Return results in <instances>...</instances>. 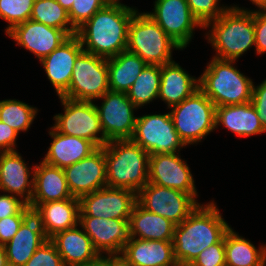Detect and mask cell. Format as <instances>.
Segmentation results:
<instances>
[{
    "mask_svg": "<svg viewBox=\"0 0 266 266\" xmlns=\"http://www.w3.org/2000/svg\"><path fill=\"white\" fill-rule=\"evenodd\" d=\"M153 12H146L182 50L194 37L195 28L203 29L186 0H155Z\"/></svg>",
    "mask_w": 266,
    "mask_h": 266,
    "instance_id": "obj_13",
    "label": "cell"
},
{
    "mask_svg": "<svg viewBox=\"0 0 266 266\" xmlns=\"http://www.w3.org/2000/svg\"><path fill=\"white\" fill-rule=\"evenodd\" d=\"M235 60L212 57L199 78V89L216 107L251 102V78L237 69Z\"/></svg>",
    "mask_w": 266,
    "mask_h": 266,
    "instance_id": "obj_5",
    "label": "cell"
},
{
    "mask_svg": "<svg viewBox=\"0 0 266 266\" xmlns=\"http://www.w3.org/2000/svg\"><path fill=\"white\" fill-rule=\"evenodd\" d=\"M72 196L62 168L43 161L34 165V189L29 207L32 212L42 203L58 201Z\"/></svg>",
    "mask_w": 266,
    "mask_h": 266,
    "instance_id": "obj_21",
    "label": "cell"
},
{
    "mask_svg": "<svg viewBox=\"0 0 266 266\" xmlns=\"http://www.w3.org/2000/svg\"><path fill=\"white\" fill-rule=\"evenodd\" d=\"M35 0H0V18L8 23L5 32L30 19Z\"/></svg>",
    "mask_w": 266,
    "mask_h": 266,
    "instance_id": "obj_35",
    "label": "cell"
},
{
    "mask_svg": "<svg viewBox=\"0 0 266 266\" xmlns=\"http://www.w3.org/2000/svg\"><path fill=\"white\" fill-rule=\"evenodd\" d=\"M108 4H122L120 0H105Z\"/></svg>",
    "mask_w": 266,
    "mask_h": 266,
    "instance_id": "obj_50",
    "label": "cell"
},
{
    "mask_svg": "<svg viewBox=\"0 0 266 266\" xmlns=\"http://www.w3.org/2000/svg\"><path fill=\"white\" fill-rule=\"evenodd\" d=\"M226 266H266V245L258 249L230 228L225 233Z\"/></svg>",
    "mask_w": 266,
    "mask_h": 266,
    "instance_id": "obj_31",
    "label": "cell"
},
{
    "mask_svg": "<svg viewBox=\"0 0 266 266\" xmlns=\"http://www.w3.org/2000/svg\"><path fill=\"white\" fill-rule=\"evenodd\" d=\"M30 214H16L0 220V246L6 245Z\"/></svg>",
    "mask_w": 266,
    "mask_h": 266,
    "instance_id": "obj_41",
    "label": "cell"
},
{
    "mask_svg": "<svg viewBox=\"0 0 266 266\" xmlns=\"http://www.w3.org/2000/svg\"><path fill=\"white\" fill-rule=\"evenodd\" d=\"M121 255L132 266H176L172 241L130 237Z\"/></svg>",
    "mask_w": 266,
    "mask_h": 266,
    "instance_id": "obj_25",
    "label": "cell"
},
{
    "mask_svg": "<svg viewBox=\"0 0 266 266\" xmlns=\"http://www.w3.org/2000/svg\"><path fill=\"white\" fill-rule=\"evenodd\" d=\"M18 133L0 121V152L16 151Z\"/></svg>",
    "mask_w": 266,
    "mask_h": 266,
    "instance_id": "obj_44",
    "label": "cell"
},
{
    "mask_svg": "<svg viewBox=\"0 0 266 266\" xmlns=\"http://www.w3.org/2000/svg\"><path fill=\"white\" fill-rule=\"evenodd\" d=\"M80 200L68 198L40 204L32 213L39 219L45 236L50 239L56 233L79 225Z\"/></svg>",
    "mask_w": 266,
    "mask_h": 266,
    "instance_id": "obj_23",
    "label": "cell"
},
{
    "mask_svg": "<svg viewBox=\"0 0 266 266\" xmlns=\"http://www.w3.org/2000/svg\"><path fill=\"white\" fill-rule=\"evenodd\" d=\"M47 240L39 219L31 213L22 222L13 238L4 245L9 266H24Z\"/></svg>",
    "mask_w": 266,
    "mask_h": 266,
    "instance_id": "obj_24",
    "label": "cell"
},
{
    "mask_svg": "<svg viewBox=\"0 0 266 266\" xmlns=\"http://www.w3.org/2000/svg\"><path fill=\"white\" fill-rule=\"evenodd\" d=\"M110 91L125 92L147 65L138 55L127 50L107 59Z\"/></svg>",
    "mask_w": 266,
    "mask_h": 266,
    "instance_id": "obj_30",
    "label": "cell"
},
{
    "mask_svg": "<svg viewBox=\"0 0 266 266\" xmlns=\"http://www.w3.org/2000/svg\"><path fill=\"white\" fill-rule=\"evenodd\" d=\"M208 43L216 51L214 58L238 61L250 48L255 47L254 10L229 6L216 20L208 22L203 29Z\"/></svg>",
    "mask_w": 266,
    "mask_h": 266,
    "instance_id": "obj_3",
    "label": "cell"
},
{
    "mask_svg": "<svg viewBox=\"0 0 266 266\" xmlns=\"http://www.w3.org/2000/svg\"><path fill=\"white\" fill-rule=\"evenodd\" d=\"M149 183L198 194L191 170L180 152L149 156Z\"/></svg>",
    "mask_w": 266,
    "mask_h": 266,
    "instance_id": "obj_15",
    "label": "cell"
},
{
    "mask_svg": "<svg viewBox=\"0 0 266 266\" xmlns=\"http://www.w3.org/2000/svg\"><path fill=\"white\" fill-rule=\"evenodd\" d=\"M253 5H255L258 10H262L266 6V0H250Z\"/></svg>",
    "mask_w": 266,
    "mask_h": 266,
    "instance_id": "obj_49",
    "label": "cell"
},
{
    "mask_svg": "<svg viewBox=\"0 0 266 266\" xmlns=\"http://www.w3.org/2000/svg\"><path fill=\"white\" fill-rule=\"evenodd\" d=\"M130 140L149 155L178 153L186 147L174 128L170 112L137 116Z\"/></svg>",
    "mask_w": 266,
    "mask_h": 266,
    "instance_id": "obj_10",
    "label": "cell"
},
{
    "mask_svg": "<svg viewBox=\"0 0 266 266\" xmlns=\"http://www.w3.org/2000/svg\"><path fill=\"white\" fill-rule=\"evenodd\" d=\"M6 36L18 46L24 47L41 61L58 48L69 35L62 29H56L31 19L14 26Z\"/></svg>",
    "mask_w": 266,
    "mask_h": 266,
    "instance_id": "obj_18",
    "label": "cell"
},
{
    "mask_svg": "<svg viewBox=\"0 0 266 266\" xmlns=\"http://www.w3.org/2000/svg\"><path fill=\"white\" fill-rule=\"evenodd\" d=\"M161 65L147 64L127 91L131 102L139 109L158 99Z\"/></svg>",
    "mask_w": 266,
    "mask_h": 266,
    "instance_id": "obj_32",
    "label": "cell"
},
{
    "mask_svg": "<svg viewBox=\"0 0 266 266\" xmlns=\"http://www.w3.org/2000/svg\"><path fill=\"white\" fill-rule=\"evenodd\" d=\"M262 11L266 13V6L262 9Z\"/></svg>",
    "mask_w": 266,
    "mask_h": 266,
    "instance_id": "obj_51",
    "label": "cell"
},
{
    "mask_svg": "<svg viewBox=\"0 0 266 266\" xmlns=\"http://www.w3.org/2000/svg\"><path fill=\"white\" fill-rule=\"evenodd\" d=\"M251 103L257 111L262 127L266 131V79L257 86L253 84Z\"/></svg>",
    "mask_w": 266,
    "mask_h": 266,
    "instance_id": "obj_43",
    "label": "cell"
},
{
    "mask_svg": "<svg viewBox=\"0 0 266 266\" xmlns=\"http://www.w3.org/2000/svg\"><path fill=\"white\" fill-rule=\"evenodd\" d=\"M106 4L105 0H74L68 11L72 26L77 30Z\"/></svg>",
    "mask_w": 266,
    "mask_h": 266,
    "instance_id": "obj_37",
    "label": "cell"
},
{
    "mask_svg": "<svg viewBox=\"0 0 266 266\" xmlns=\"http://www.w3.org/2000/svg\"><path fill=\"white\" fill-rule=\"evenodd\" d=\"M254 28L255 53L262 55L266 53V13L262 10L254 9Z\"/></svg>",
    "mask_w": 266,
    "mask_h": 266,
    "instance_id": "obj_42",
    "label": "cell"
},
{
    "mask_svg": "<svg viewBox=\"0 0 266 266\" xmlns=\"http://www.w3.org/2000/svg\"><path fill=\"white\" fill-rule=\"evenodd\" d=\"M79 200V216L129 219L137 203V194L128 189L105 186L83 195Z\"/></svg>",
    "mask_w": 266,
    "mask_h": 266,
    "instance_id": "obj_14",
    "label": "cell"
},
{
    "mask_svg": "<svg viewBox=\"0 0 266 266\" xmlns=\"http://www.w3.org/2000/svg\"><path fill=\"white\" fill-rule=\"evenodd\" d=\"M79 225L99 254L119 255L130 239L129 219L79 216Z\"/></svg>",
    "mask_w": 266,
    "mask_h": 266,
    "instance_id": "obj_16",
    "label": "cell"
},
{
    "mask_svg": "<svg viewBox=\"0 0 266 266\" xmlns=\"http://www.w3.org/2000/svg\"><path fill=\"white\" fill-rule=\"evenodd\" d=\"M193 16L204 27L208 22L216 20L229 7L220 4L221 0H186Z\"/></svg>",
    "mask_w": 266,
    "mask_h": 266,
    "instance_id": "obj_36",
    "label": "cell"
},
{
    "mask_svg": "<svg viewBox=\"0 0 266 266\" xmlns=\"http://www.w3.org/2000/svg\"><path fill=\"white\" fill-rule=\"evenodd\" d=\"M0 266H9L4 246H0Z\"/></svg>",
    "mask_w": 266,
    "mask_h": 266,
    "instance_id": "obj_47",
    "label": "cell"
},
{
    "mask_svg": "<svg viewBox=\"0 0 266 266\" xmlns=\"http://www.w3.org/2000/svg\"><path fill=\"white\" fill-rule=\"evenodd\" d=\"M64 113L56 114L53 128L59 133L93 142L98 148L103 147L106 140L101 128L95 102L73 100L59 96Z\"/></svg>",
    "mask_w": 266,
    "mask_h": 266,
    "instance_id": "obj_8",
    "label": "cell"
},
{
    "mask_svg": "<svg viewBox=\"0 0 266 266\" xmlns=\"http://www.w3.org/2000/svg\"><path fill=\"white\" fill-rule=\"evenodd\" d=\"M38 109L23 101L5 99L0 101V121L9 125L18 134L27 131L33 124Z\"/></svg>",
    "mask_w": 266,
    "mask_h": 266,
    "instance_id": "obj_34",
    "label": "cell"
},
{
    "mask_svg": "<svg viewBox=\"0 0 266 266\" xmlns=\"http://www.w3.org/2000/svg\"><path fill=\"white\" fill-rule=\"evenodd\" d=\"M182 48L146 13L136 12L129 24L127 51L146 64L164 65L174 61L173 50Z\"/></svg>",
    "mask_w": 266,
    "mask_h": 266,
    "instance_id": "obj_6",
    "label": "cell"
},
{
    "mask_svg": "<svg viewBox=\"0 0 266 266\" xmlns=\"http://www.w3.org/2000/svg\"><path fill=\"white\" fill-rule=\"evenodd\" d=\"M215 124L243 138L266 133L251 102L216 107Z\"/></svg>",
    "mask_w": 266,
    "mask_h": 266,
    "instance_id": "obj_28",
    "label": "cell"
},
{
    "mask_svg": "<svg viewBox=\"0 0 266 266\" xmlns=\"http://www.w3.org/2000/svg\"><path fill=\"white\" fill-rule=\"evenodd\" d=\"M30 19L56 29H62L69 36L75 35L77 32L69 20L68 11L56 0H35Z\"/></svg>",
    "mask_w": 266,
    "mask_h": 266,
    "instance_id": "obj_33",
    "label": "cell"
},
{
    "mask_svg": "<svg viewBox=\"0 0 266 266\" xmlns=\"http://www.w3.org/2000/svg\"><path fill=\"white\" fill-rule=\"evenodd\" d=\"M190 266H226L225 235L218 243L204 249Z\"/></svg>",
    "mask_w": 266,
    "mask_h": 266,
    "instance_id": "obj_39",
    "label": "cell"
},
{
    "mask_svg": "<svg viewBox=\"0 0 266 266\" xmlns=\"http://www.w3.org/2000/svg\"><path fill=\"white\" fill-rule=\"evenodd\" d=\"M112 266H132L121 254L112 255Z\"/></svg>",
    "mask_w": 266,
    "mask_h": 266,
    "instance_id": "obj_46",
    "label": "cell"
},
{
    "mask_svg": "<svg viewBox=\"0 0 266 266\" xmlns=\"http://www.w3.org/2000/svg\"><path fill=\"white\" fill-rule=\"evenodd\" d=\"M101 105L95 103L100 124L107 141L130 139L134 132L138 109L125 92L107 91L101 98Z\"/></svg>",
    "mask_w": 266,
    "mask_h": 266,
    "instance_id": "obj_12",
    "label": "cell"
},
{
    "mask_svg": "<svg viewBox=\"0 0 266 266\" xmlns=\"http://www.w3.org/2000/svg\"><path fill=\"white\" fill-rule=\"evenodd\" d=\"M82 51L81 42L75 34L69 36L58 48L40 61L58 97L68 90L74 63Z\"/></svg>",
    "mask_w": 266,
    "mask_h": 266,
    "instance_id": "obj_19",
    "label": "cell"
},
{
    "mask_svg": "<svg viewBox=\"0 0 266 266\" xmlns=\"http://www.w3.org/2000/svg\"><path fill=\"white\" fill-rule=\"evenodd\" d=\"M50 240L56 246L65 266L87 263L99 255L90 237L80 225L60 231L52 236Z\"/></svg>",
    "mask_w": 266,
    "mask_h": 266,
    "instance_id": "obj_27",
    "label": "cell"
},
{
    "mask_svg": "<svg viewBox=\"0 0 266 266\" xmlns=\"http://www.w3.org/2000/svg\"><path fill=\"white\" fill-rule=\"evenodd\" d=\"M107 186L136 194L148 183L149 154L130 139L111 140L104 145Z\"/></svg>",
    "mask_w": 266,
    "mask_h": 266,
    "instance_id": "obj_4",
    "label": "cell"
},
{
    "mask_svg": "<svg viewBox=\"0 0 266 266\" xmlns=\"http://www.w3.org/2000/svg\"><path fill=\"white\" fill-rule=\"evenodd\" d=\"M63 170L69 190L75 198L80 199L107 186L104 146Z\"/></svg>",
    "mask_w": 266,
    "mask_h": 266,
    "instance_id": "obj_17",
    "label": "cell"
},
{
    "mask_svg": "<svg viewBox=\"0 0 266 266\" xmlns=\"http://www.w3.org/2000/svg\"><path fill=\"white\" fill-rule=\"evenodd\" d=\"M109 90L107 58L82 51L74 63L69 88L62 97L95 102Z\"/></svg>",
    "mask_w": 266,
    "mask_h": 266,
    "instance_id": "obj_9",
    "label": "cell"
},
{
    "mask_svg": "<svg viewBox=\"0 0 266 266\" xmlns=\"http://www.w3.org/2000/svg\"><path fill=\"white\" fill-rule=\"evenodd\" d=\"M33 189L34 165L28 167L17 150L0 152V191L20 197L29 205Z\"/></svg>",
    "mask_w": 266,
    "mask_h": 266,
    "instance_id": "obj_20",
    "label": "cell"
},
{
    "mask_svg": "<svg viewBox=\"0 0 266 266\" xmlns=\"http://www.w3.org/2000/svg\"><path fill=\"white\" fill-rule=\"evenodd\" d=\"M137 8L106 4L77 29L83 51L111 58L127 49L128 28Z\"/></svg>",
    "mask_w": 266,
    "mask_h": 266,
    "instance_id": "obj_1",
    "label": "cell"
},
{
    "mask_svg": "<svg viewBox=\"0 0 266 266\" xmlns=\"http://www.w3.org/2000/svg\"><path fill=\"white\" fill-rule=\"evenodd\" d=\"M198 194L147 183L137 193V203L145 210L169 219L174 224H181L200 204Z\"/></svg>",
    "mask_w": 266,
    "mask_h": 266,
    "instance_id": "obj_11",
    "label": "cell"
},
{
    "mask_svg": "<svg viewBox=\"0 0 266 266\" xmlns=\"http://www.w3.org/2000/svg\"><path fill=\"white\" fill-rule=\"evenodd\" d=\"M199 89V78L190 75L177 62L161 65L158 99L171 108Z\"/></svg>",
    "mask_w": 266,
    "mask_h": 266,
    "instance_id": "obj_26",
    "label": "cell"
},
{
    "mask_svg": "<svg viewBox=\"0 0 266 266\" xmlns=\"http://www.w3.org/2000/svg\"><path fill=\"white\" fill-rule=\"evenodd\" d=\"M175 227L169 219L145 210L138 203L129 217L130 237L142 240L173 241Z\"/></svg>",
    "mask_w": 266,
    "mask_h": 266,
    "instance_id": "obj_29",
    "label": "cell"
},
{
    "mask_svg": "<svg viewBox=\"0 0 266 266\" xmlns=\"http://www.w3.org/2000/svg\"><path fill=\"white\" fill-rule=\"evenodd\" d=\"M24 266H65L54 243L48 239L26 262Z\"/></svg>",
    "mask_w": 266,
    "mask_h": 266,
    "instance_id": "obj_38",
    "label": "cell"
},
{
    "mask_svg": "<svg viewBox=\"0 0 266 266\" xmlns=\"http://www.w3.org/2000/svg\"><path fill=\"white\" fill-rule=\"evenodd\" d=\"M48 133L52 142L42 161L52 166L64 169L90 156L98 149L93 142L85 138L59 133L53 127Z\"/></svg>",
    "mask_w": 266,
    "mask_h": 266,
    "instance_id": "obj_22",
    "label": "cell"
},
{
    "mask_svg": "<svg viewBox=\"0 0 266 266\" xmlns=\"http://www.w3.org/2000/svg\"><path fill=\"white\" fill-rule=\"evenodd\" d=\"M65 10L69 11L74 0H56Z\"/></svg>",
    "mask_w": 266,
    "mask_h": 266,
    "instance_id": "obj_48",
    "label": "cell"
},
{
    "mask_svg": "<svg viewBox=\"0 0 266 266\" xmlns=\"http://www.w3.org/2000/svg\"><path fill=\"white\" fill-rule=\"evenodd\" d=\"M169 109L174 128L186 146L198 144L216 129V106L200 89Z\"/></svg>",
    "mask_w": 266,
    "mask_h": 266,
    "instance_id": "obj_7",
    "label": "cell"
},
{
    "mask_svg": "<svg viewBox=\"0 0 266 266\" xmlns=\"http://www.w3.org/2000/svg\"><path fill=\"white\" fill-rule=\"evenodd\" d=\"M75 266H112V255L99 254L95 259Z\"/></svg>",
    "mask_w": 266,
    "mask_h": 266,
    "instance_id": "obj_45",
    "label": "cell"
},
{
    "mask_svg": "<svg viewBox=\"0 0 266 266\" xmlns=\"http://www.w3.org/2000/svg\"><path fill=\"white\" fill-rule=\"evenodd\" d=\"M222 217L217 204L211 200L199 204L181 224L176 225L172 243L177 264L190 266L204 249L224 237L231 226Z\"/></svg>",
    "mask_w": 266,
    "mask_h": 266,
    "instance_id": "obj_2",
    "label": "cell"
},
{
    "mask_svg": "<svg viewBox=\"0 0 266 266\" xmlns=\"http://www.w3.org/2000/svg\"><path fill=\"white\" fill-rule=\"evenodd\" d=\"M32 209L20 197L8 193L0 194V220L16 214H31Z\"/></svg>",
    "mask_w": 266,
    "mask_h": 266,
    "instance_id": "obj_40",
    "label": "cell"
}]
</instances>
